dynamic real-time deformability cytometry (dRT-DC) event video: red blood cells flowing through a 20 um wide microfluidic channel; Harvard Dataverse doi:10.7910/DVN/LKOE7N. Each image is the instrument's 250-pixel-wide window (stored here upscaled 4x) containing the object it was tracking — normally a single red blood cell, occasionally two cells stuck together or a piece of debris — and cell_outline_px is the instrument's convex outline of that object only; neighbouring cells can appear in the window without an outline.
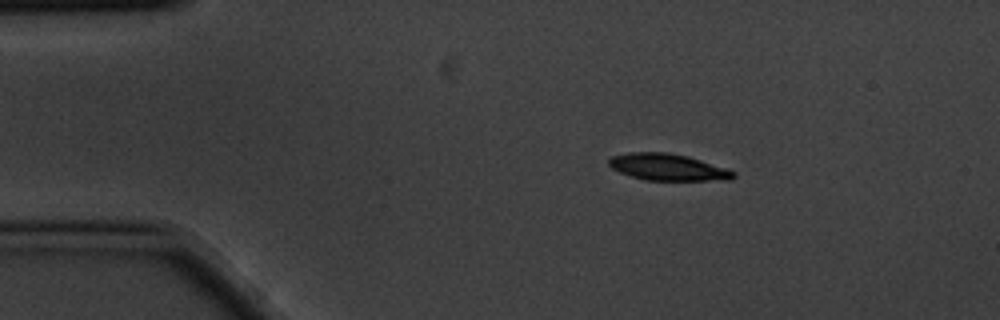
{"species": "common noctule bat (a hibernating species)", "species_latin": "Nyctalus noctula", "temperature_condition": "cold", "stored_images_in_passage": 5, "camera_frame_rate_fps": 3000, "um_per_image_px": 0.085, "animal": {"sex": "male", "body_mass_g": 20.1, "forearm_length_mm": 53.5}, "frame": {"image": 1, "passage_image": 2, "time_ms": 0.333, "image_size_px": [1000, 320], "cell_outline_px": [[736, 176], [732, 180], [644, 180], [620, 172], [612, 168], [608, 164], [608, 160], [612, 156], [628, 152], [664, 152], [688, 156], [728, 168], [736, 172]], "centroid_in_image_um": [56.8, 14.21], "position_along_channel_um": 28.2, "area_um2": 19.48}}
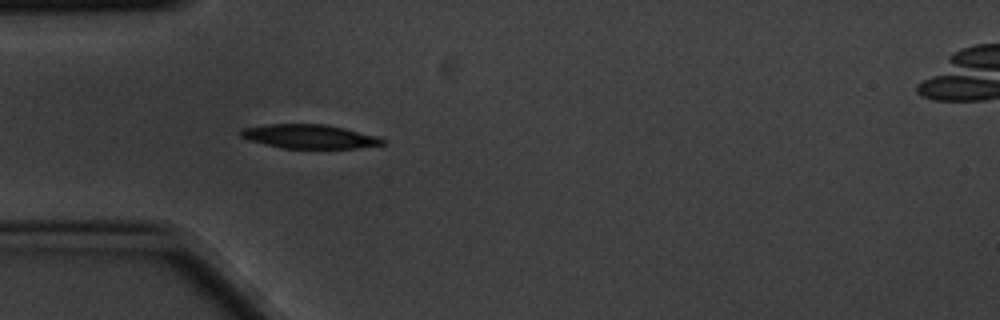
{"frame": {"image": 2, "passage_image": 4, "time_ms": 1.0, "image_size_px": [1000, 320], "cell_outline_px": [[388, 140], [384, 144], [356, 148], [284, 148], [264, 144], [248, 140], [240, 136], [240, 132], [244, 128], [264, 124], [324, 124], [344, 128], [380, 136]], "centroid_in_image_um": [26.34, 11.6], "position_along_channel_um": 58.7, "area_um2": 19.88}}